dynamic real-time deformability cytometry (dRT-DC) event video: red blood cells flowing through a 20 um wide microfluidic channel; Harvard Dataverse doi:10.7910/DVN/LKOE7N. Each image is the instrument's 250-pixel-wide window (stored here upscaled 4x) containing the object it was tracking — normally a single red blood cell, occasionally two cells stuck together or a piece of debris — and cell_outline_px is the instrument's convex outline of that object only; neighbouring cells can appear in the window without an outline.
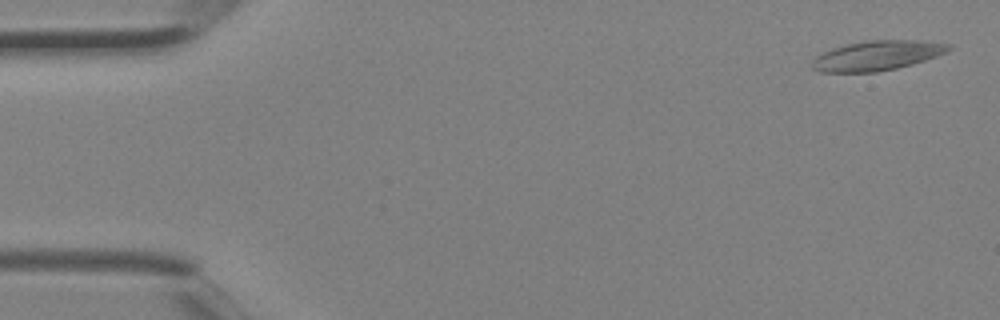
{"species": "Egyptian fruit bat (a non-hibernating species)", "species_latin": "Rousettus aegyptiacus", "temperature_condition": "room temperature", "stored_images_in_passage": 3, "camera_frame_rate_fps": 3000, "um_per_image_px": 0.085, "animal": {"sex": "female"}, "frame": {"image": 1, "passage_image": 1, "time_ms": 0.0, "image_size_px": [1000, 320], "cell_outline_px": [[952, 48], [936, 56], [912, 64], [896, 68], [876, 72], [820, 72], [812, 68], [812, 60], [820, 52], [832, 48], [848, 44], [868, 40], [920, 40], [952, 44]], "centroid_in_image_um": [74.52, 4.72], "position_along_channel_um": 10.5, "area_um2": 23.64}}